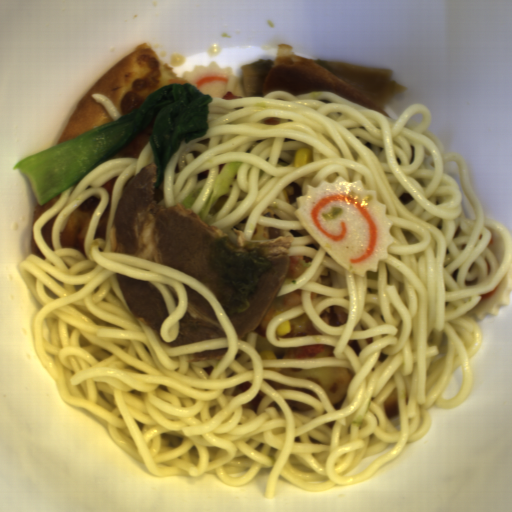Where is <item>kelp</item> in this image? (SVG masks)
<instances>
[{"instance_id": "kelp-1", "label": "kelp", "mask_w": 512, "mask_h": 512, "mask_svg": "<svg viewBox=\"0 0 512 512\" xmlns=\"http://www.w3.org/2000/svg\"><path fill=\"white\" fill-rule=\"evenodd\" d=\"M245 243L224 236L207 251V260L218 274L216 295L226 315L249 309V295L256 294L261 276L270 268L269 259L259 249L245 250Z\"/></svg>"}]
</instances>
